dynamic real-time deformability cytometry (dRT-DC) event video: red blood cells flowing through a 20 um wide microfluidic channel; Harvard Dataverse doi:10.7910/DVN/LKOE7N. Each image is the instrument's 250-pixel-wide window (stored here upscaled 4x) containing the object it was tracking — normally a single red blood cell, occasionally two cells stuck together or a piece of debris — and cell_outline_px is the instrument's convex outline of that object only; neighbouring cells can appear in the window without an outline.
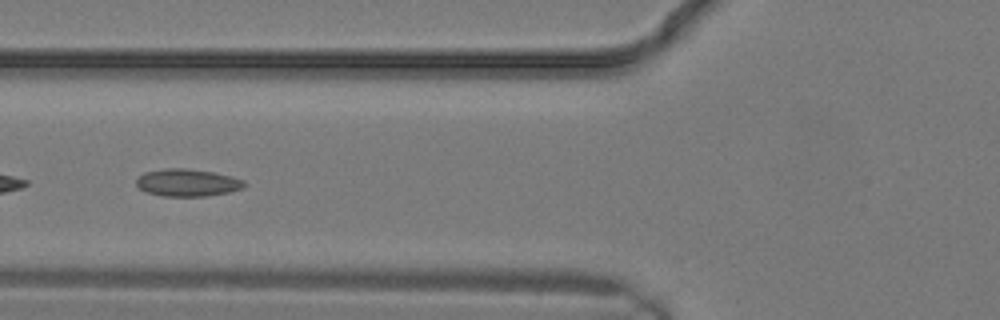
{"species": "common noctule bat (a hibernating species)", "species_latin": "Nyctalus noctula", "temperature_condition": "warm", "stored_images_in_passage": 10, "camera_frame_rate_fps": 3000, "um_per_image_px": 0.085, "animal": {"sex": "male", "body_mass_g": 19.2, "forearm_length_mm": 51.8}, "frame": {"image": 1, "passage_image": 9, "time_ms": 2.667, "image_size_px": [1000, 320], "cell_outline_px": [[248, 184], [244, 188], [228, 192], [204, 196], [164, 196], [144, 192], [136, 184], [136, 180], [144, 172], [164, 168], [184, 168], [212, 172], [232, 176], [244, 180]], "centroid_in_image_um": [15.94, 15.52], "position_along_channel_um": 109.9, "area_um2": 17.28}}